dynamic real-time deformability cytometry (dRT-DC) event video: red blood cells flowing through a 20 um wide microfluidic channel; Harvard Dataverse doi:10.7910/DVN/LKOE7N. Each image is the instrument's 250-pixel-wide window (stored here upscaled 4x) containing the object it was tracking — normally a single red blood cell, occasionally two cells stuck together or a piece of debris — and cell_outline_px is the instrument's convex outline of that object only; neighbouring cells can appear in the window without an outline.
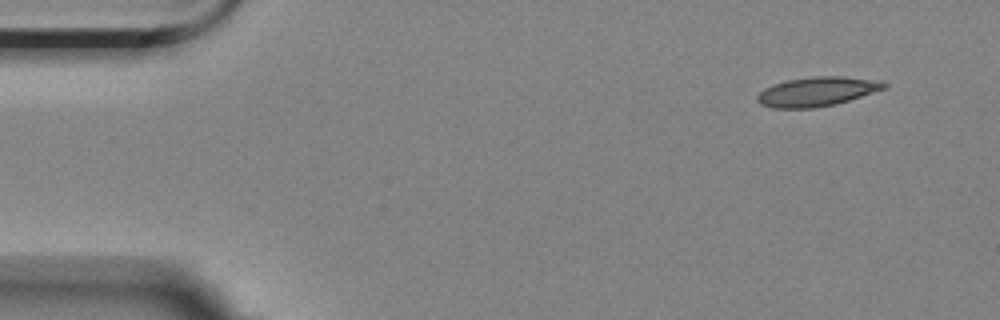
{"species": "Egyptian fruit bat (a non-hibernating species)", "species_latin": "Rousettus aegyptiacus", "temperature_condition": "room temperature", "stored_images_in_passage": 4, "camera_frame_rate_fps": 3000, "um_per_image_px": 0.085, "animal": {"sex": "female"}, "frame": {"image": 1, "passage_image": 1, "time_ms": 0.0, "image_size_px": [1000, 320], "cell_outline_px": [[888, 88], [836, 104], [812, 108], [772, 108], [760, 104], [756, 100], [756, 96], [764, 88], [788, 80], [812, 76], [840, 76], [880, 80], [888, 84]], "centroid_in_image_um": [69.47, 7.78], "position_along_channel_um": 15.5, "area_um2": 21.73}}
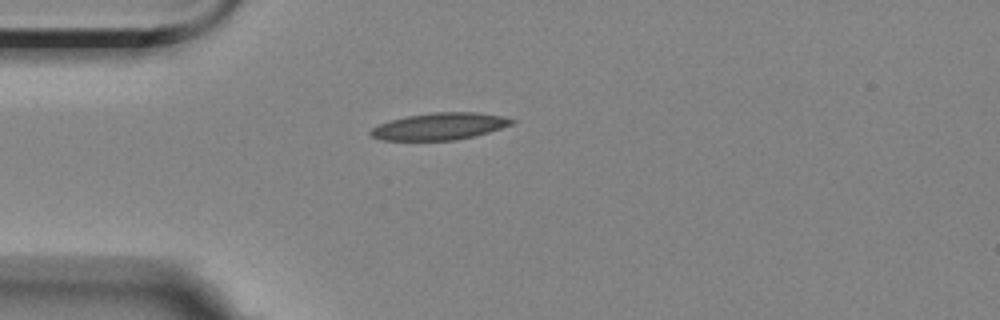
{"frame": {"image": 2, "passage_image": 4, "time_ms": 3.333, "image_size_px": [1000, 320], "cell_outline_px": [[516, 120], [512, 124], [476, 136], [456, 140], [384, 140], [372, 136], [368, 132], [372, 128], [380, 124], [392, 120], [408, 116], [432, 112], [476, 112], [500, 116]], "centroid_in_image_um": [37.37, 10.74], "position_along_channel_um": 47.6, "area_um2": 21.91}}